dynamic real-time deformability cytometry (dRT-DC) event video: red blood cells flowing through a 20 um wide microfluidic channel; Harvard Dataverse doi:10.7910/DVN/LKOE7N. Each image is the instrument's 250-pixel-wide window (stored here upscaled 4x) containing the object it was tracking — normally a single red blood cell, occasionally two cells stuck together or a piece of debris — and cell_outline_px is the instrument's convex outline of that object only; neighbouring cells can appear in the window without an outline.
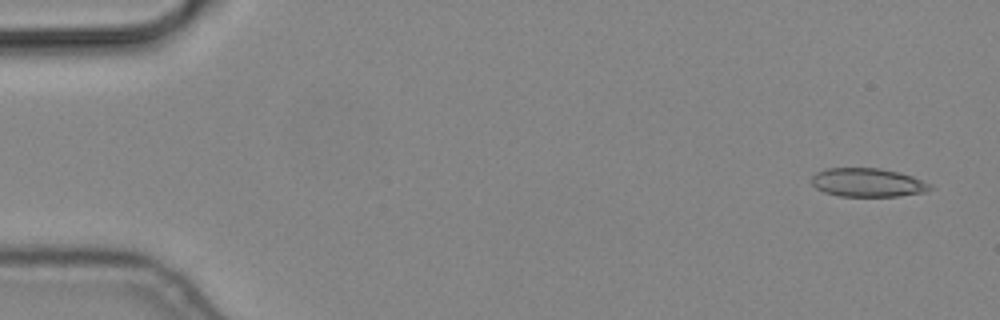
{"species": "common noctule bat (a hibernating species)", "species_latin": "Nyctalus noctula", "temperature_condition": "cold", "stored_images_in_passage": 5, "camera_frame_rate_fps": 3000, "um_per_image_px": 0.085, "animal": {"sex": "male", "body_mass_g": 19.2, "forearm_length_mm": 51.8}, "frame": {"image": 1, "passage_image": 1, "time_ms": 0.0, "image_size_px": [1000, 320], "cell_outline_px": [[936, 188], [924, 192], [900, 196], [840, 196], [824, 192], [816, 188], [812, 184], [812, 176], [816, 172], [828, 168], [880, 168], [912, 176], [932, 184]], "centroid_in_image_um": [73.78, 15.52], "position_along_channel_um": 11.2, "area_um2": 19.83}}
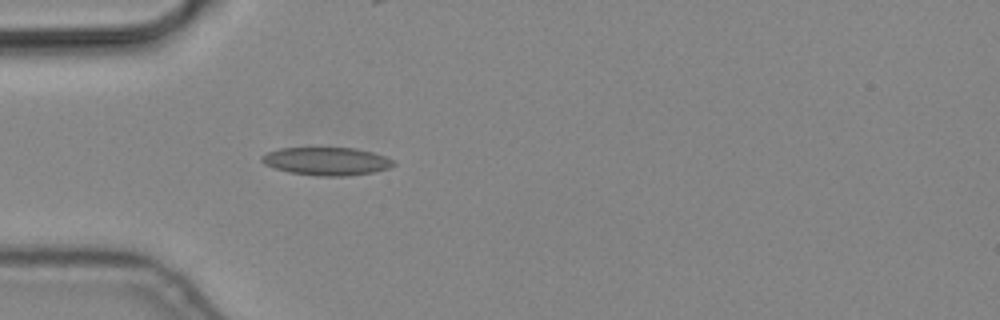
{"frame": {"image": 2, "passage_image": 5, "time_ms": 1.333, "image_size_px": [1000, 320], "cell_outline_px": [[396, 164], [388, 168], [372, 172], [344, 176], [320, 176], [288, 172], [264, 164], [260, 160], [260, 156], [268, 152], [280, 148], [356, 148], [372, 152], [384, 156], [392, 160]], "centroid_in_image_um": [27.73, 13.7], "position_along_channel_um": 57.3, "area_um2": 21.33}}